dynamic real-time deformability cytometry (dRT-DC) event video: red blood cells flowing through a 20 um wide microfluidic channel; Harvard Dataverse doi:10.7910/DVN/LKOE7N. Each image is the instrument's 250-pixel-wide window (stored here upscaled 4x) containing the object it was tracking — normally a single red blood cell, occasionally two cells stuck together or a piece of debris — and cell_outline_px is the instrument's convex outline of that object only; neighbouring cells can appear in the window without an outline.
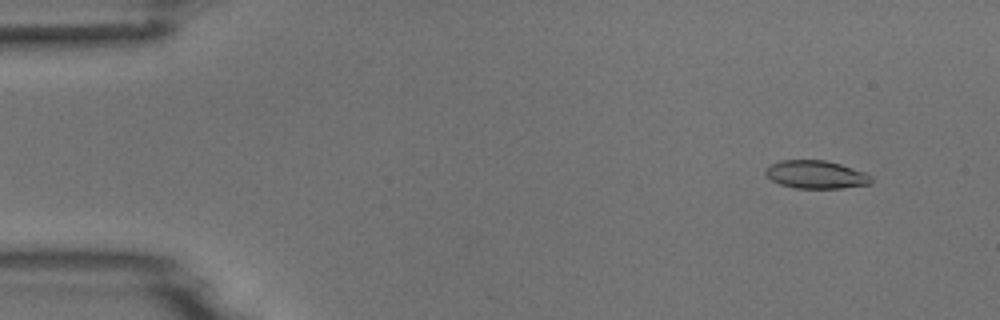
{"species": "common noctule bat (a hibernating species)", "species_latin": "Nyctalus noctula", "temperature_condition": "room temperature", "stored_images_in_passage": 9, "camera_frame_rate_fps": 3000, "um_per_image_px": 0.085, "animal": {"sex": "male", "body_mass_g": 18.8}, "frame": {"image": 1, "passage_image": 5, "time_ms": 1.333, "image_size_px": [1000, 320], "cell_outline_px": [[872, 184], [840, 188], [796, 188], [780, 184], [772, 180], [764, 172], [768, 164], [780, 160], [824, 160], [840, 164], [864, 172], [872, 176]], "centroid_in_image_um": [69.35, 14.83], "position_along_channel_um": 15.7, "area_um2": 17.28}}